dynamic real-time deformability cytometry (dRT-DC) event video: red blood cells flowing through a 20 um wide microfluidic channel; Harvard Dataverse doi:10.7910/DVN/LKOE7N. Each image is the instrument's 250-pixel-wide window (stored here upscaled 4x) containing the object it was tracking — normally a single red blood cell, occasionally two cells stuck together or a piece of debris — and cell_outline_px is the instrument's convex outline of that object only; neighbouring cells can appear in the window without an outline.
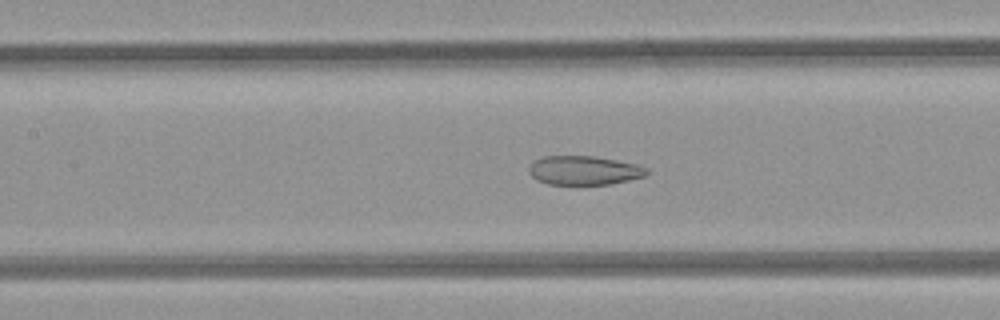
{"species": "common noctule bat (a hibernating species)", "species_latin": "Nyctalus noctula", "temperature_condition": "room temperature", "stored_images_in_passage": 51, "camera_frame_rate_fps": 3000, "um_per_image_px": 0.085, "animal": {"sex": "female", "body_mass_g": 21.9}, "frame": {"image": 1, "passage_image": 22, "time_ms": 7.0, "image_size_px": [1000, 320], "cell_outline_px": [[652, 172], [644, 176], [612, 184], [548, 184], [536, 180], [528, 172], [528, 168], [536, 160], [544, 156], [592, 156], [616, 160], [636, 164], [648, 168]], "centroid_in_image_um": [49.67, 14.48], "position_along_channel_um": 157.7, "area_um2": 19.88}}
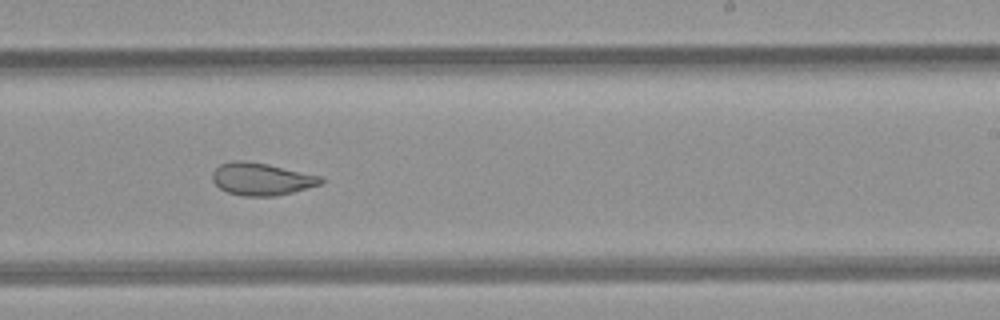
{"frame": {"image": 2, "passage_image": 30, "time_ms": 9.667, "image_size_px": [1000, 320], "cell_outline_px": [[324, 180], [320, 184], [292, 192], [272, 196], [244, 196], [228, 192], [220, 188], [212, 180], [212, 172], [220, 164], [232, 160], [244, 160], [268, 164], [324, 176]], "centroid_in_image_um": [22.23, 15.2], "position_along_channel_um": 266.8, "area_um2": 20.52}}
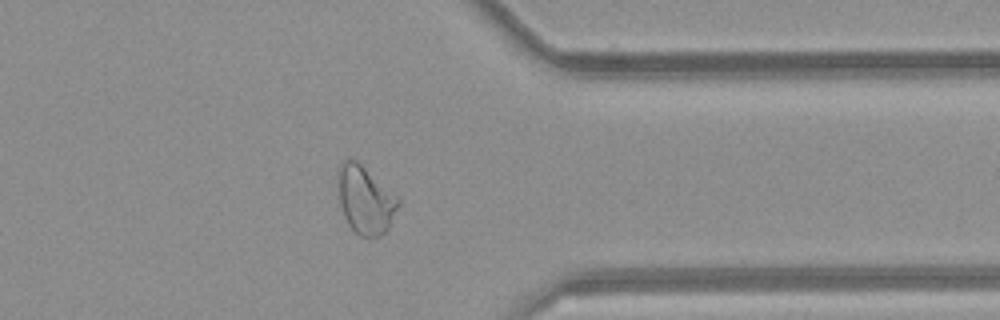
{"frame": {"image": 3, "passage_image": 39, "time_ms": 12.667, "image_size_px": [1000, 320], "cell_outline_px": [[400, 204], [388, 228], [384, 232], [376, 236], [360, 236], [348, 224], [344, 216], [340, 204], [336, 184], [336, 172], [340, 164], [344, 160], [356, 160], [396, 196], [400, 200]], "centroid_in_image_um": [31.0, 16.97], "position_along_channel_um": 380.4, "area_um2": 23.58}, "authors_computed_cell_mechanics": {"area_um2": 26.1256, "velocity_mm_per_s": 4.1139, "shape_relaxation_time_tau1_ms": null, "shape_relaxation_time_tau2_ms": 1.8407, "deformation_change_tau1": null, "deformation_change_tau2": 0.0821}}